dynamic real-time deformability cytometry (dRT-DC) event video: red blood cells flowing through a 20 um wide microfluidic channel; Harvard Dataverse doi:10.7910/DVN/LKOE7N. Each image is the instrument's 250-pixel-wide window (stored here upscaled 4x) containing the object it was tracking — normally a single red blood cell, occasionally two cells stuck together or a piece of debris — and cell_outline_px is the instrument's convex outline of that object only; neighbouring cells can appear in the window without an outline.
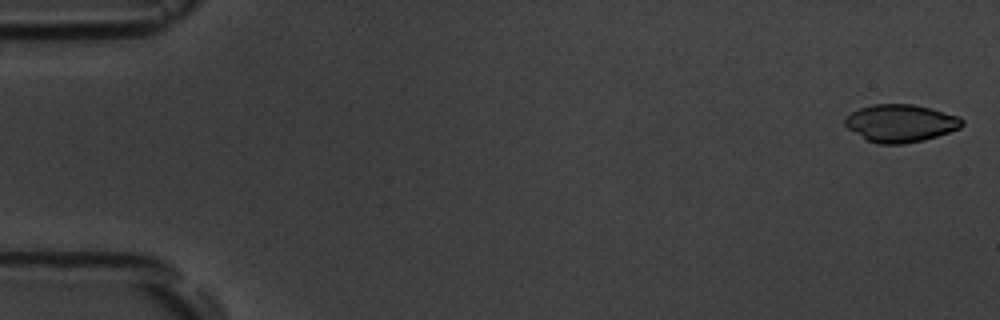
{"species": "common noctule bat (a hibernating species)", "species_latin": "Nyctalus noctula", "temperature_condition": "room temperature", "stored_images_in_passage": 13, "camera_frame_rate_fps": 3000, "um_per_image_px": 0.085, "animal": {"sex": "male", "body_mass_g": 19.5, "forearm_length_mm": 54.6}, "frame": {"image": 1, "passage_image": 1, "time_ms": 0.0, "image_size_px": [1000, 320], "cell_outline_px": [[964, 124], [960, 128], [924, 140], [904, 144], [876, 144], [868, 140], [848, 128], [844, 124], [844, 120], [852, 112], [860, 108], [872, 104], [912, 104], [932, 108], [960, 116], [964, 120]], "centroid_in_image_um": [76.58, 10.47], "position_along_channel_um": 8.4, "area_um2": 25.66}}
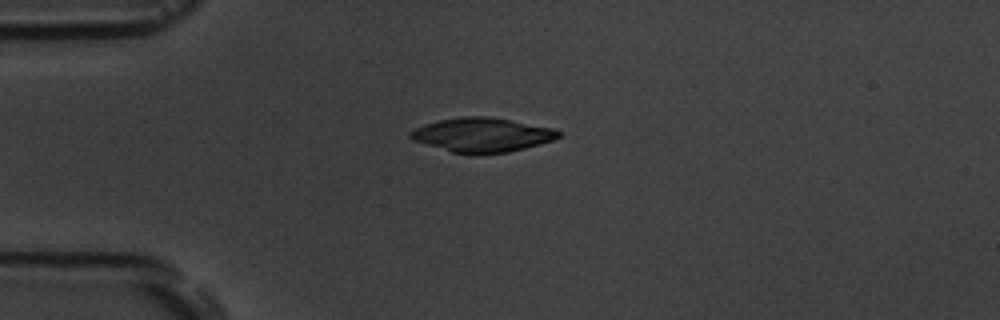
{"frame": {"image": 2, "passage_image": 4, "time_ms": 4.333, "image_size_px": [1000, 320], "cell_outline_px": [[560, 136], [552, 140], [540, 144], [508, 152], [452, 152], [412, 140], [408, 136], [408, 132], [424, 124], [440, 120], [460, 116], [488, 116], [556, 128], [560, 132]], "centroid_in_image_um": [40.98, 11.43], "position_along_channel_um": 44.0, "area_um2": 29.07}}
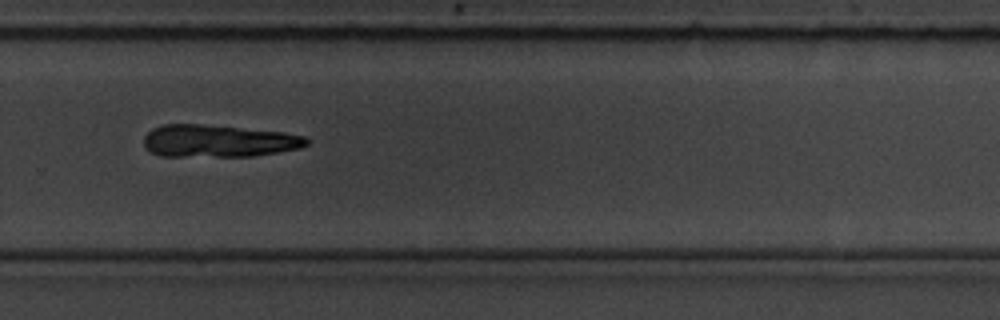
{"frame": {"image": 3, "passage_image": 11, "time_ms": 12.333, "image_size_px": [1000, 320], "cell_outline_px": [[308, 144], [300, 148], [252, 156], [160, 156], [152, 152], [144, 144], [144, 136], [152, 128], [164, 124], [204, 124], [284, 132], [308, 136]], "centroid_in_image_um": [18.58, 11.97], "position_along_channel_um": 311.2, "area_um2": 30.69}}